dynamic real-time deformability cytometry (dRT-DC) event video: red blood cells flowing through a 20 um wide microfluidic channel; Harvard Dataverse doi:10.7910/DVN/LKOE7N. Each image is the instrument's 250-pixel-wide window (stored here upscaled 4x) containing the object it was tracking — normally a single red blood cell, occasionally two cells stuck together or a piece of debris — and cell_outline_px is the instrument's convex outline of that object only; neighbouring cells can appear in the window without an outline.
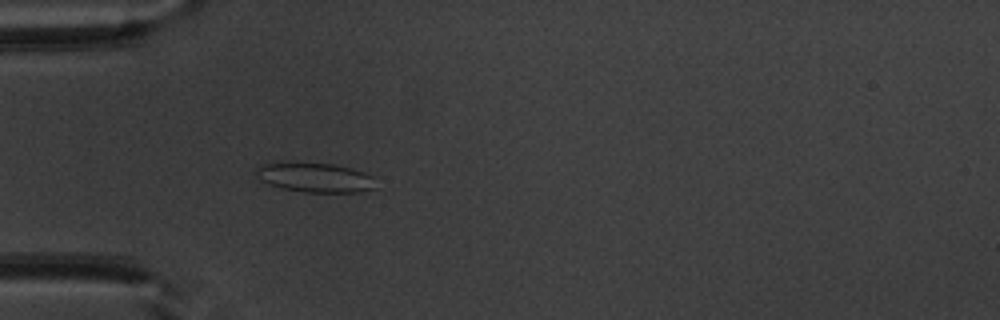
{"species": "common noctule bat (a hibernating species)", "species_latin": "Nyctalus noctula", "temperature_condition": "warm", "stored_images_in_passage": 52, "camera_frame_rate_fps": 3000, "um_per_image_px": 0.085, "animal": {"sex": "male", "body_mass_g": 20.1, "forearm_length_mm": 53.5}, "frame": {"image": 1, "passage_image": 16, "time_ms": 5.0, "image_size_px": [1000, 320], "cell_outline_px": [[376, 188], [356, 192], [304, 192], [284, 188], [268, 184], [260, 180], [256, 172], [256, 168], [260, 164], [332, 164], [352, 168], [364, 172], [372, 176]], "centroid_in_image_um": [26.82, 15.11], "position_along_channel_um": 58.2, "area_um2": 20.0}}
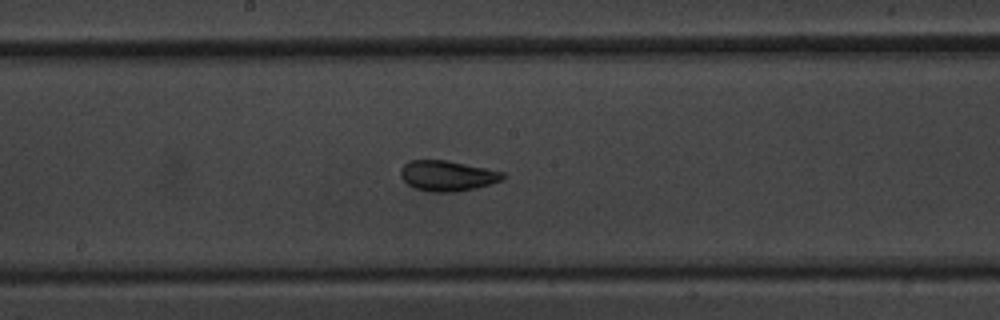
{"frame": {"image": 2, "passage_image": 28, "time_ms": 9.0, "image_size_px": [1000, 320], "cell_outline_px": [[508, 176], [504, 180], [476, 188], [456, 192], [428, 192], [416, 188], [408, 184], [400, 176], [400, 168], [408, 160], [448, 160], [504, 172]], "centroid_in_image_um": [38.05, 14.94], "position_along_channel_um": 210.2, "area_um2": 18.38}}
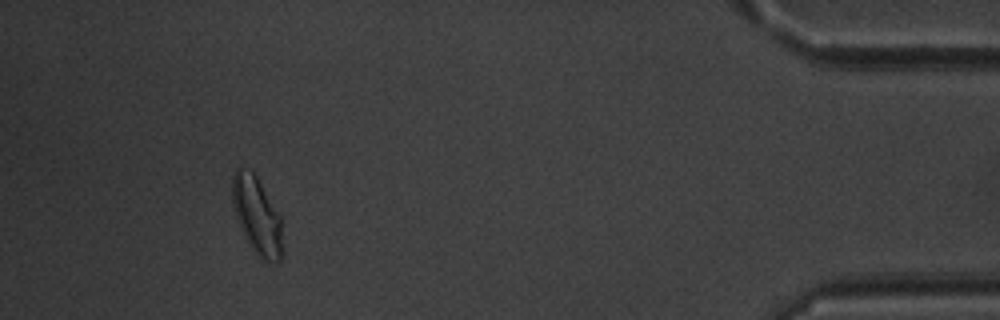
{"frame": {"image": 3, "passage_image": 48, "time_ms": 15.667, "image_size_px": [1000, 320], "cell_outline_px": [[280, 260], [272, 264], [268, 264], [260, 260], [256, 256], [248, 244], [240, 228], [232, 204], [232, 176], [236, 168], [240, 168], [252, 172], [256, 176], [280, 216]], "centroid_in_image_um": [21.79, 18.37], "position_along_channel_um": 413.4, "area_um2": 22.37}, "authors_computed_cell_mechanics": {"area_um2": 19.8254, "velocity_mm_per_s": 3.9236, "shape_relaxation_time_tau1_ms": 5.9047, "shape_relaxation_time_tau2_ms": 1.3111, "deformation_change_tau1": 0.1435, "deformation_change_tau2": 0.0814}}